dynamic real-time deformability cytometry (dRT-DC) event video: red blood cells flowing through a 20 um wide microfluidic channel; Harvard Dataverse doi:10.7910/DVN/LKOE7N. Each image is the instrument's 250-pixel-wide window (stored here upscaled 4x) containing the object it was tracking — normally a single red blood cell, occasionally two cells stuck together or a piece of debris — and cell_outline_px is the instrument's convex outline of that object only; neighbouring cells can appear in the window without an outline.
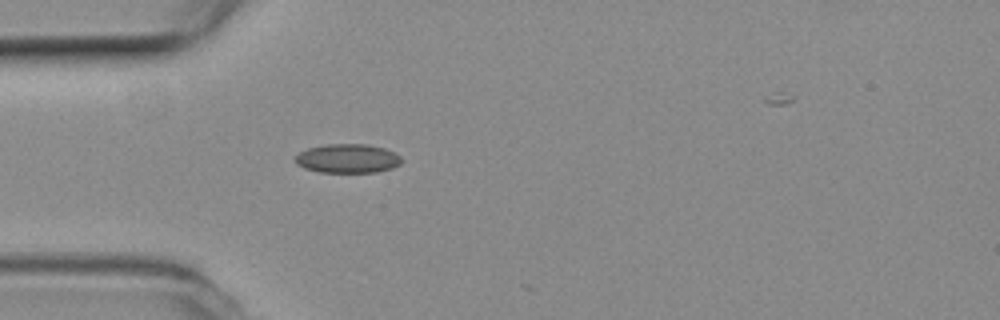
{"species": "common noctule bat (a hibernating species)", "species_latin": "Nyctalus noctula", "temperature_condition": "room temperature", "stored_images_in_passage": 2, "camera_frame_rate_fps": 3000, "um_per_image_px": 0.085, "animal": {"sex": "female", "body_mass_g": 19.3, "forearm_length_mm": 54.1}, "frame": {"image": 1, "passage_image": 1, "time_ms": 0.0, "image_size_px": [1000, 320], "cell_outline_px": [[404, 160], [400, 164], [392, 168], [376, 172], [320, 172], [304, 168], [296, 164], [296, 156], [300, 152], [308, 148], [324, 144], [368, 144], [384, 148], [396, 152]], "centroid_in_image_um": [29.58, 13.46], "position_along_channel_um": 55.4, "area_um2": 18.09}}